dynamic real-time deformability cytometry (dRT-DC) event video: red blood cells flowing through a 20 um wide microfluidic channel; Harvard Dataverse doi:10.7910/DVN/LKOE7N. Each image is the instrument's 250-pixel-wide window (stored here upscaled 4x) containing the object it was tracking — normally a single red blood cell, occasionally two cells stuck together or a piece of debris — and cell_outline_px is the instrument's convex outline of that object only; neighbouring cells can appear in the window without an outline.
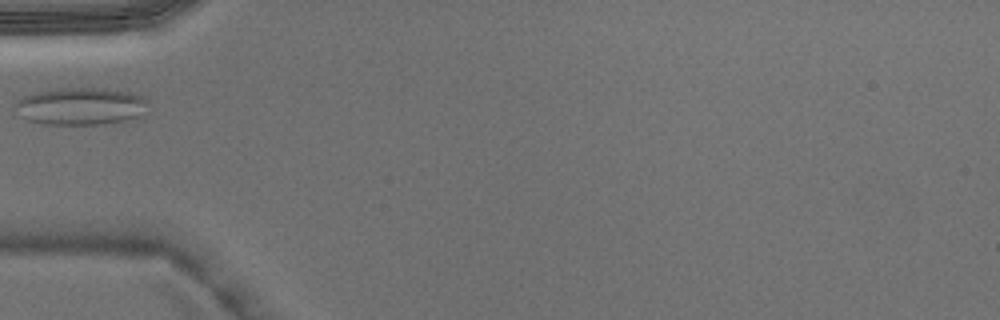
{"species": "Egyptian fruit bat (a non-hibernating species)", "species_latin": "Rousettus aegyptiacus", "temperature_condition": "warm", "stored_images_in_passage": 4, "camera_frame_rate_fps": 3000, "um_per_image_px": 0.085, "animal": {"sex": "male"}, "frame": {"image": 1, "passage_image": 4, "time_ms": 1.0, "image_size_px": [1000, 320], "cell_outline_px": [[148, 112], [124, 120], [104, 124], [44, 124], [28, 120], [24, 116], [16, 104], [16, 100], [24, 96], [36, 92], [60, 88], [104, 88], [128, 92], [144, 96], [148, 100]], "centroid_in_image_um": [6.94, 9.02], "position_along_channel_um": 78.1, "area_um2": 28.67}}